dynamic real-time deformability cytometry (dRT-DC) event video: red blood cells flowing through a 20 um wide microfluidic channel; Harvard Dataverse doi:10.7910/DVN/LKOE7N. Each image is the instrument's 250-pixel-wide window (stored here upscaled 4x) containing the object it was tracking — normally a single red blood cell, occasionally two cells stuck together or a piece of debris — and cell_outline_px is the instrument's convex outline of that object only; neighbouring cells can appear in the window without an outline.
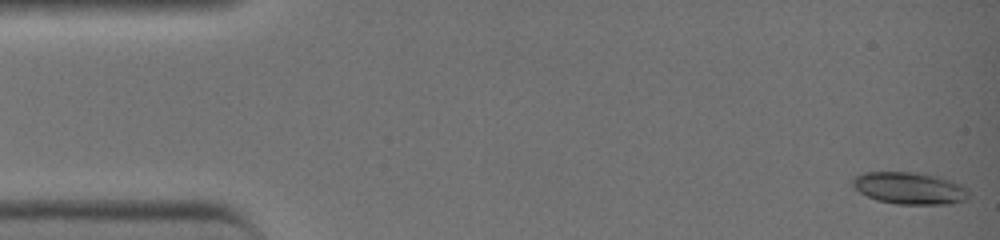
{"species": "common noctule bat (a hibernating species)", "species_latin": "Nyctalus noctula", "temperature_condition": "warm", "stored_images_in_passage": 42, "camera_frame_rate_fps": 3000, "um_per_image_px": 0.085, "animal": {"sex": "female", "body_mass_g": 19.0, "forearm_length_mm": 51.5}, "frame": {"image": 1, "passage_image": 1, "time_ms": 0.0, "image_size_px": [1000, 240], "cell_outline_px": [[968, 200], [948, 204], [896, 204], [876, 200], [860, 192], [852, 184], [852, 180], [856, 176], [864, 172], [924, 172], [940, 176], [952, 180], [968, 188]], "centroid_in_image_um": [77.36, 15.98], "position_along_channel_um": 7.6, "area_um2": 21.96}}
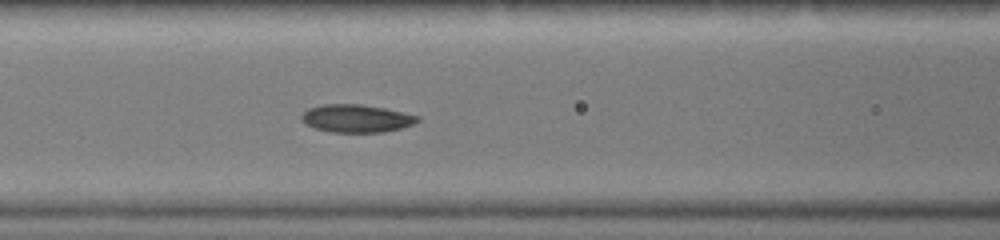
{"frame": {"image": 2, "passage_image": 18, "time_ms": 5.667, "image_size_px": [1000, 240], "cell_outline_px": [[420, 120], [412, 124], [400, 128], [384, 132], [332, 132], [316, 128], [308, 124], [300, 116], [308, 108], [324, 104], [360, 104], [384, 108], [420, 116]], "centroid_in_image_um": [30.32, 10.06], "position_along_channel_um": 136.3, "area_um2": 18.55}}
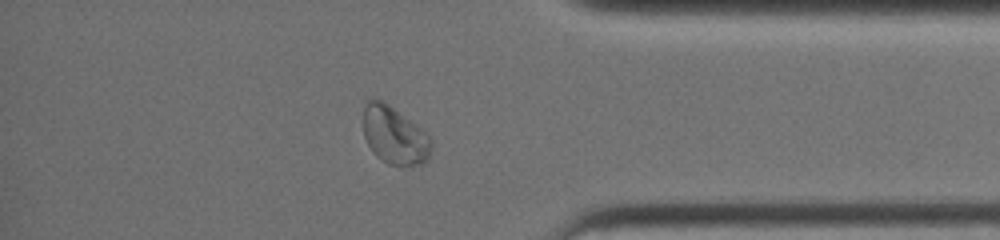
{"frame": {"image": 3, "passage_image": 36, "time_ms": 11.667, "image_size_px": [1000, 240], "cell_outline_px": [[432, 148], [428, 160], [424, 164], [400, 168], [388, 164], [380, 160], [372, 152], [364, 136], [364, 104], [372, 96], [376, 96], [384, 100], [428, 132], [432, 136]], "centroid_in_image_um": [33.57, 11.51], "position_along_channel_um": 401.6, "area_um2": 24.04}, "authors_computed_cell_mechanics": {"area_um2": 19.4497, "velocity_mm_per_s": 4.5641, "shape_relaxation_time_tau1_ms": 3.4999, "shape_relaxation_time_tau2_ms": null, "deformation_change_tau1": 0.1099, "deformation_change_tau2": null}}